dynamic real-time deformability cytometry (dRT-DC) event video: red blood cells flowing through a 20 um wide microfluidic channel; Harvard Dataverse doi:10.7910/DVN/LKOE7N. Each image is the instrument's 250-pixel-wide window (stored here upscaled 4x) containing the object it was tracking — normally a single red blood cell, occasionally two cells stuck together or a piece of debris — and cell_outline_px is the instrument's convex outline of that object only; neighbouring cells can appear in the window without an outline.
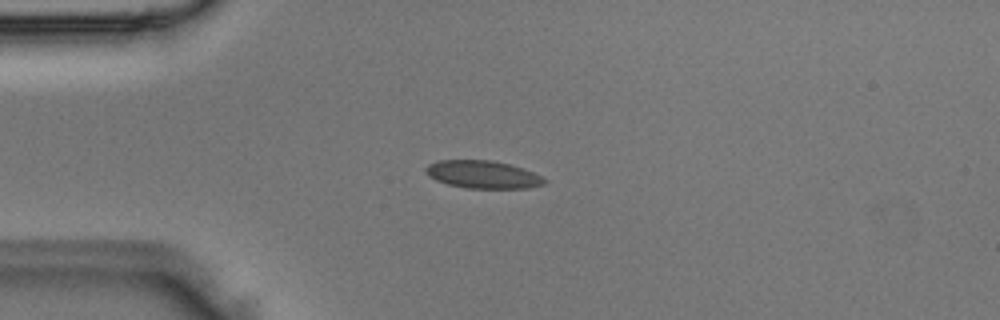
{"species": "Egyptian fruit bat (a non-hibernating species)", "species_latin": "Rousettus aegyptiacus", "temperature_condition": "room temperature", "stored_images_in_passage": 4, "camera_frame_rate_fps": 3000, "um_per_image_px": 0.085, "animal": {"sex": "male"}, "frame": {"image": 1, "passage_image": 3, "time_ms": 0.667, "image_size_px": [1000, 320], "cell_outline_px": [[548, 180], [544, 184], [528, 188], [468, 188], [448, 184], [436, 180], [428, 176], [424, 172], [424, 168], [428, 164], [440, 160], [492, 160], [508, 164], [532, 172]], "centroid_in_image_um": [41.0, 14.83], "position_along_channel_um": 44.0, "area_um2": 19.07}}